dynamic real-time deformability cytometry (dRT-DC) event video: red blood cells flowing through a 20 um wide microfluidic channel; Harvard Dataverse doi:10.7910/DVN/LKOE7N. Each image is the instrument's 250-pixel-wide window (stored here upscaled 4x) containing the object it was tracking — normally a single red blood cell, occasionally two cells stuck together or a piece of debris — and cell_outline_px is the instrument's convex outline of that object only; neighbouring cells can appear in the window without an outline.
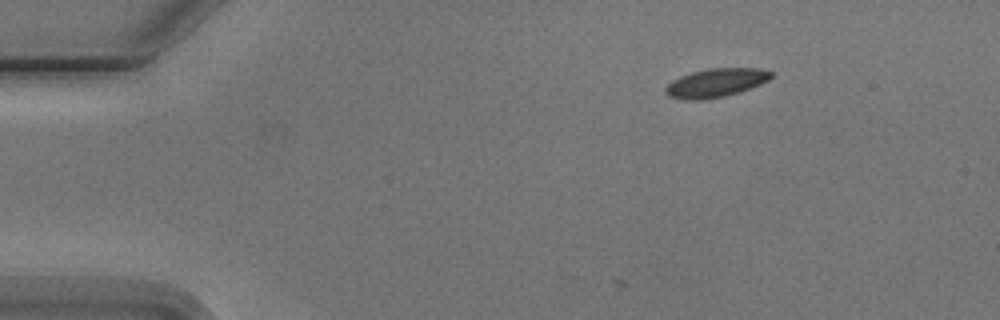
{"species": "Egyptian fruit bat (a non-hibernating species)", "species_latin": "Rousettus aegyptiacus", "temperature_condition": "cold", "stored_images_in_passage": 3, "camera_frame_rate_fps": 3000, "um_per_image_px": 0.085, "animal": {"sex": "male"}, "frame": {"image": 1, "passage_image": 1, "time_ms": 0.0, "image_size_px": [1000, 320], "cell_outline_px": [[772, 76], [768, 80], [760, 84], [724, 96], [700, 100], [684, 100], [668, 96], [664, 92], [664, 88], [672, 80], [680, 76], [692, 72], [708, 68], [756, 68], [772, 72]], "centroid_in_image_um": [60.78, 7.04], "position_along_channel_um": 24.2, "area_um2": 17.46}}